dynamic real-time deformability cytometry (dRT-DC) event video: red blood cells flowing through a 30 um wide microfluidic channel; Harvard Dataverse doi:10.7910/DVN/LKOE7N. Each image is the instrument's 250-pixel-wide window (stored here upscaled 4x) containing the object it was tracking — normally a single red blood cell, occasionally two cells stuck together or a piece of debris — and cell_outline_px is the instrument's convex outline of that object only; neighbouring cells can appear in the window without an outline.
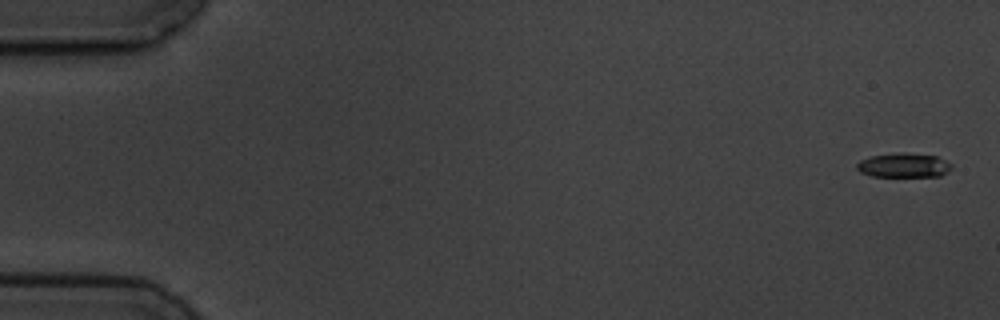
{"species": "common noctule bat (a hibernating species)", "species_latin": "Nyctalus noctula", "temperature_condition": "cold", "stored_images_in_passage": 4, "camera_frame_rate_fps": 3000, "um_per_image_px": 0.085, "animal": {"sex": "male", "body_mass_g": 19.5, "forearm_length_mm": 54.6}, "frame": {"image": 1, "passage_image": 1, "time_ms": 0.0, "image_size_px": [1000, 320], "cell_outline_px": [[952, 168], [940, 176], [872, 176], [860, 172], [856, 168], [856, 164], [860, 160], [872, 156], [904, 152], [936, 156], [952, 164]], "centroid_in_image_um": [76.81, 14.05], "position_along_channel_um": 8.2, "area_um2": 13.29}}